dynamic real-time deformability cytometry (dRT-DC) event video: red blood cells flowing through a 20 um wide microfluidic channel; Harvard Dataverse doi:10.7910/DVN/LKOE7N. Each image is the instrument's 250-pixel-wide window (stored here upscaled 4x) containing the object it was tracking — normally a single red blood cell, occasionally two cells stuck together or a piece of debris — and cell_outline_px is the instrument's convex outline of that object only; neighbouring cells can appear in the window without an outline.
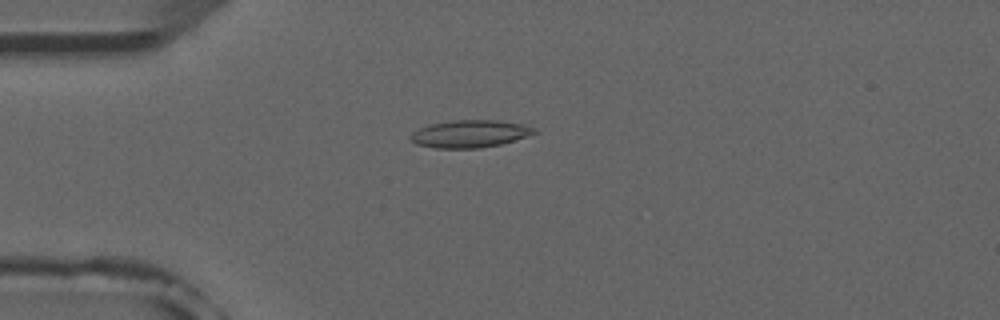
{"species": "common noctule bat (a hibernating species)", "species_latin": "Nyctalus noctula", "temperature_condition": "room temperature", "stored_images_in_passage": 5, "camera_frame_rate_fps": 3000, "um_per_image_px": 0.085, "animal": {"sex": "male", "forearm_length_mm": 52.5}, "frame": {"image": 1, "passage_image": 4, "time_ms": 3.667, "image_size_px": [1000, 320], "cell_outline_px": [[536, 132], [500, 144], [480, 148], [436, 148], [416, 144], [412, 140], [412, 132], [428, 124], [452, 120], [496, 120], [524, 124], [536, 128]], "centroid_in_image_um": [39.92, 11.36], "position_along_channel_um": 45.1, "area_um2": 19.54}}